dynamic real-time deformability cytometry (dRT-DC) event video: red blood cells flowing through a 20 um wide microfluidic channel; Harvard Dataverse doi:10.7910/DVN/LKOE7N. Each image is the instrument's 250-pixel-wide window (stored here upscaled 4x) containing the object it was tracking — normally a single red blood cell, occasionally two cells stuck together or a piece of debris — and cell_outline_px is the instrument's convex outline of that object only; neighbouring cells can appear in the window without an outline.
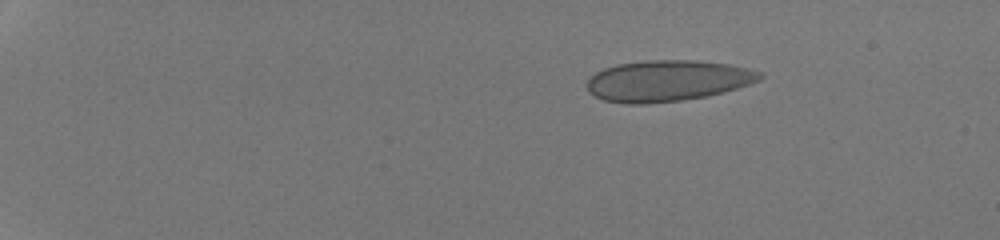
{"species": "human", "species_latin": "Homo sapiens", "temperature_condition": "room temperature", "stored_images_in_passage": 43, "camera_frame_rate_fps": 3000, "um_per_image_px": 0.085, "donor": {"sex": "male"}, "frame": {"image": 1, "passage_image": 1, "time_ms": 0.0, "image_size_px": [1000, 240], "cell_outline_px": [[764, 76], [760, 80], [736, 88], [704, 96], [680, 100], [644, 104], [628, 104], [604, 100], [588, 92], [588, 80], [596, 72], [604, 68], [620, 64], [648, 60], [696, 60], [728, 64], [760, 72]], "centroid_in_image_um": [56.71, 6.86], "position_along_channel_um": 28.3, "area_um2": 40.81}}
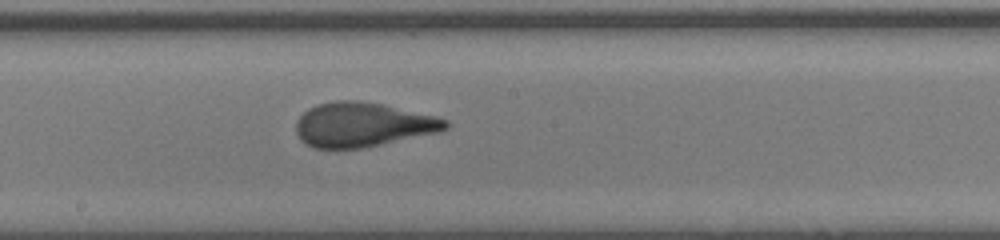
{"frame": {"image": 2, "passage_image": 24, "time_ms": 7.667, "image_size_px": [1000, 240], "cell_outline_px": [[448, 128], [436, 132], [380, 144], [360, 148], [316, 148], [304, 144], [300, 140], [296, 132], [296, 120], [308, 108], [316, 104], [336, 100], [356, 100], [380, 104], [432, 116], [448, 120]], "centroid_in_image_um": [30.73, 10.59], "position_along_channel_um": 217.5, "area_um2": 38.09}}
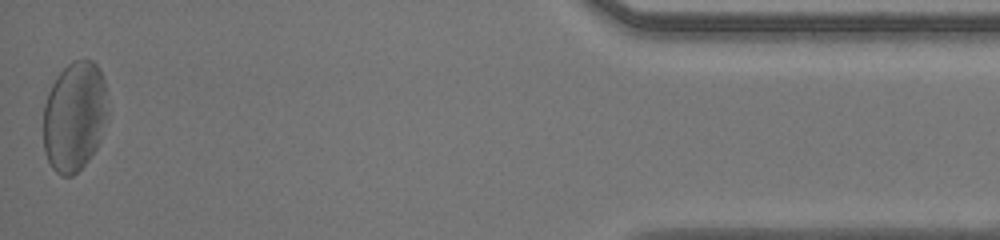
{"frame": {"image": 3, "passage_image": 43, "time_ms": 14.0, "image_size_px": [1000, 240], "cell_outline_px": [[104, 120], [96, 148], [88, 160], [72, 176], [60, 176], [52, 168], [44, 152], [44, 104], [48, 92], [56, 76], [72, 60], [92, 60], [100, 68], [104, 80]], "centroid_in_image_um": [6.27, 9.89], "position_along_channel_um": 428.9, "area_um2": 40.46}, "authors_computed_cell_mechanics": {"area_um2": 39.304, "velocity_mm_per_s": 4.2789, "shape_relaxation_time_tau1_ms": 4.787, "shape_relaxation_time_tau2_ms": null, "deformation_change_tau1": 0.1774, "deformation_change_tau2": null}}